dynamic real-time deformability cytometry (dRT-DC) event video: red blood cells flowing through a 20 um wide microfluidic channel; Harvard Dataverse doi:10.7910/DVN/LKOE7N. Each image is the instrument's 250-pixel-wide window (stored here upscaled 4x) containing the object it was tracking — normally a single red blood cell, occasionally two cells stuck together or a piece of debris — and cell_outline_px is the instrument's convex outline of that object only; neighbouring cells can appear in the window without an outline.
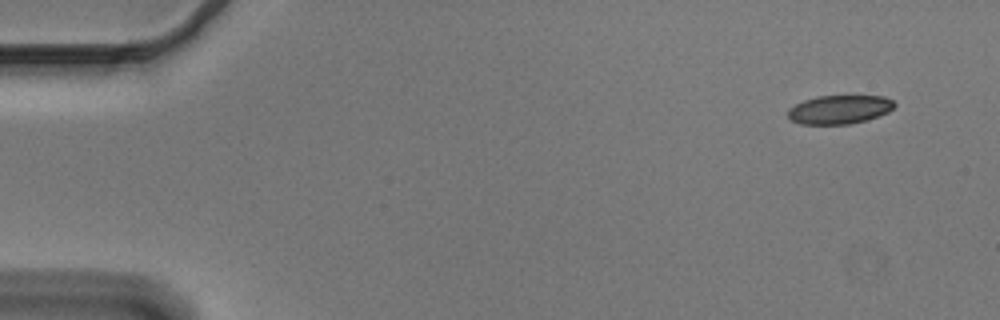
{"species": "Egyptian fruit bat (a non-hibernating species)", "species_latin": "Rousettus aegyptiacus", "temperature_condition": "cold", "stored_images_in_passage": 18, "camera_frame_rate_fps": 3000, "um_per_image_px": 0.085, "animal": {"sex": "male"}, "frame": {"image": 1, "passage_image": 1, "time_ms": 0.0, "image_size_px": [1000, 320], "cell_outline_px": [[896, 104], [888, 112], [868, 120], [848, 124], [800, 124], [792, 120], [788, 116], [788, 108], [804, 100], [816, 96], [884, 96], [892, 100]], "centroid_in_image_um": [71.35, 9.31], "position_along_channel_um": 13.6, "area_um2": 17.8}}
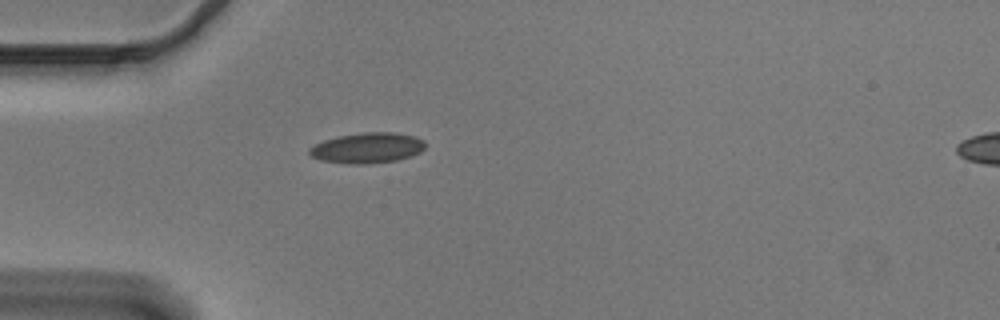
{"frame": {"image": 2, "passage_image": 13, "time_ms": 4.0, "image_size_px": [1000, 320], "cell_outline_px": [[424, 148], [420, 152], [412, 156], [396, 160], [368, 164], [348, 164], [320, 160], [312, 156], [308, 152], [308, 148], [324, 140], [336, 136], [364, 132], [396, 132], [416, 136], [424, 140]], "centroid_in_image_um": [31.23, 12.57], "position_along_channel_um": 53.8, "area_um2": 20.75}}